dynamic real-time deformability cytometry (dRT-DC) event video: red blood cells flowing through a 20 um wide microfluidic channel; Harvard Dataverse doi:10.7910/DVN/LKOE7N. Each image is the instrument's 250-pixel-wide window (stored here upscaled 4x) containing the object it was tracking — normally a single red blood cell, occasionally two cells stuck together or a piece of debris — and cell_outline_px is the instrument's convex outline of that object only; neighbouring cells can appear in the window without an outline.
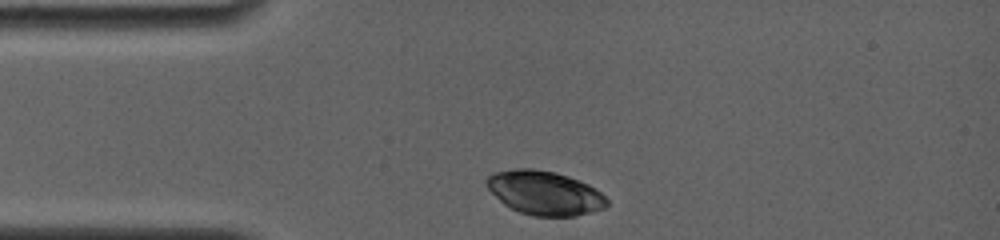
{"species": "common noctule bat (a hibernating species)", "species_latin": "Nyctalus noctula", "temperature_condition": "room temperature", "stored_images_in_passage": 9, "camera_frame_rate_fps": 4000, "um_per_image_px": 0.085, "animal": {"sex": "female", "body_mass_g": 19.0, "forearm_length_mm": 56.7}, "frame": {"image": 1, "passage_image": 1, "time_ms": 0.0, "image_size_px": [1000, 240], "cell_outline_px": [[608, 204], [604, 208], [592, 212], [576, 216], [532, 216], [520, 212], [504, 204], [484, 184], [484, 180], [492, 172], [516, 168], [532, 168], [556, 172], [568, 176], [588, 184], [596, 188], [608, 200]], "centroid_in_image_um": [46.28, 16.39], "position_along_channel_um": 38.7, "area_um2": 30.98}}